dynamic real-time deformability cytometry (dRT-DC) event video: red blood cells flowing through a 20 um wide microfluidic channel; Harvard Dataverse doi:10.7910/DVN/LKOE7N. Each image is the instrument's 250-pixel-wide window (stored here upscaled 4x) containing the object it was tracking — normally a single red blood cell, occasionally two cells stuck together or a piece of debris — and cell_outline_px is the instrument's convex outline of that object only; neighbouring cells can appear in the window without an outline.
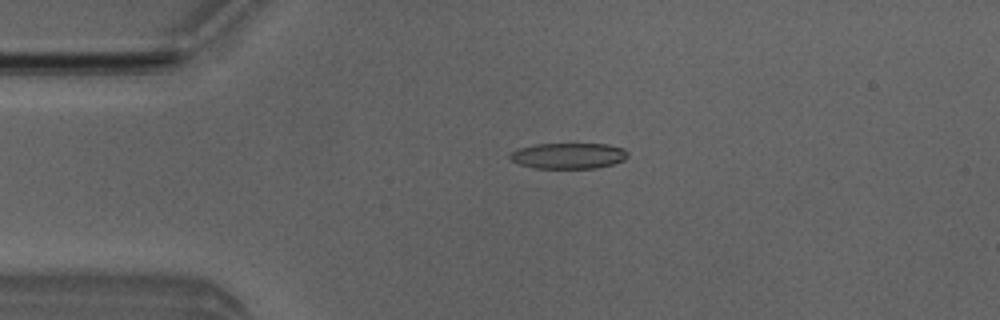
{"species": "Egyptian fruit bat (a non-hibernating species)", "species_latin": "Rousettus aegyptiacus", "temperature_condition": "room temperature", "stored_images_in_passage": 5, "camera_frame_rate_fps": 3000, "um_per_image_px": 0.085, "animal": {"sex": "male"}, "frame": {"image": 1, "passage_image": 3, "time_ms": 3.0, "image_size_px": [1000, 320], "cell_outline_px": [[628, 156], [624, 160], [612, 164], [596, 168], [536, 168], [520, 164], [512, 160], [508, 156], [516, 148], [536, 144], [604, 144], [624, 148], [628, 152]], "centroid_in_image_um": [48.32, 13.23], "position_along_channel_um": 36.7, "area_um2": 17.69}}